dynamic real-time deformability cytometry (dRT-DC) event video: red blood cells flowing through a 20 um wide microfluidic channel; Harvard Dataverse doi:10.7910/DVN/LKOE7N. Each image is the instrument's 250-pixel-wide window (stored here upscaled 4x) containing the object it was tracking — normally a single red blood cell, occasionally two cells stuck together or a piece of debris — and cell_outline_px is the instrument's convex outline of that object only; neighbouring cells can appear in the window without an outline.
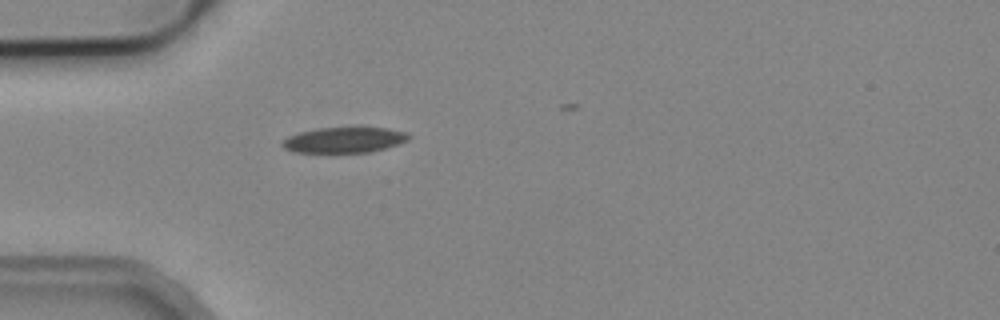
{"species": "common noctule bat (a hibernating species)", "species_latin": "Nyctalus noctula", "temperature_condition": "cold", "stored_images_in_passage": 1, "camera_frame_rate_fps": 3000, "um_per_image_px": 0.085, "animal": {"sex": "male", "body_mass_g": 19.2, "forearm_length_mm": 51.8}, "frame": {"image": 1, "passage_image": 1, "time_ms": 0.0, "image_size_px": [1000, 320], "cell_outline_px": [[412, 136], [408, 140], [384, 148], [368, 152], [296, 152], [284, 148], [280, 144], [280, 140], [288, 136], [300, 132], [316, 128], [388, 128], [408, 132]], "centroid_in_image_um": [29.23, 11.89], "position_along_channel_um": 55.8, "area_um2": 18.73}}